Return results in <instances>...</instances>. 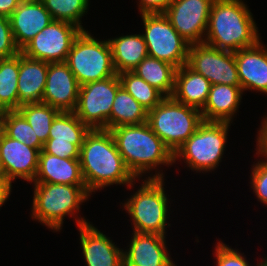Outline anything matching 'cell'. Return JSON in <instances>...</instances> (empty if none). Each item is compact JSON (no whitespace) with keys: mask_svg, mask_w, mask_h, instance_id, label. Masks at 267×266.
<instances>
[{"mask_svg":"<svg viewBox=\"0 0 267 266\" xmlns=\"http://www.w3.org/2000/svg\"><path fill=\"white\" fill-rule=\"evenodd\" d=\"M80 166L87 190L91 193L113 184L130 188L137 179L127 168L107 129H90L80 148Z\"/></svg>","mask_w":267,"mask_h":266,"instance_id":"6da1fadb","label":"cell"},{"mask_svg":"<svg viewBox=\"0 0 267 266\" xmlns=\"http://www.w3.org/2000/svg\"><path fill=\"white\" fill-rule=\"evenodd\" d=\"M253 14L242 0H214L204 43L236 52L260 41Z\"/></svg>","mask_w":267,"mask_h":266,"instance_id":"7a4b0ae2","label":"cell"},{"mask_svg":"<svg viewBox=\"0 0 267 266\" xmlns=\"http://www.w3.org/2000/svg\"><path fill=\"white\" fill-rule=\"evenodd\" d=\"M110 132L127 168L137 179L159 165L174 163L172 151L152 131L148 122L117 126Z\"/></svg>","mask_w":267,"mask_h":266,"instance_id":"3957f363","label":"cell"},{"mask_svg":"<svg viewBox=\"0 0 267 266\" xmlns=\"http://www.w3.org/2000/svg\"><path fill=\"white\" fill-rule=\"evenodd\" d=\"M155 172L142 182L141 187L131 195L123 207L131 216L133 232L165 236L169 199L164 190L163 172Z\"/></svg>","mask_w":267,"mask_h":266,"instance_id":"277c9868","label":"cell"},{"mask_svg":"<svg viewBox=\"0 0 267 266\" xmlns=\"http://www.w3.org/2000/svg\"><path fill=\"white\" fill-rule=\"evenodd\" d=\"M31 217L56 232L61 230L66 215L74 216L90 192L86 185L34 183Z\"/></svg>","mask_w":267,"mask_h":266,"instance_id":"5b68a950","label":"cell"},{"mask_svg":"<svg viewBox=\"0 0 267 266\" xmlns=\"http://www.w3.org/2000/svg\"><path fill=\"white\" fill-rule=\"evenodd\" d=\"M147 122L152 131L172 151H175L203 122L201 110L165 97L148 111Z\"/></svg>","mask_w":267,"mask_h":266,"instance_id":"8992f818","label":"cell"},{"mask_svg":"<svg viewBox=\"0 0 267 266\" xmlns=\"http://www.w3.org/2000/svg\"><path fill=\"white\" fill-rule=\"evenodd\" d=\"M230 125L228 122L203 121L175 151L174 163L182 158L191 170L214 171L223 157Z\"/></svg>","mask_w":267,"mask_h":266,"instance_id":"52a82bcc","label":"cell"},{"mask_svg":"<svg viewBox=\"0 0 267 266\" xmlns=\"http://www.w3.org/2000/svg\"><path fill=\"white\" fill-rule=\"evenodd\" d=\"M65 63L80 86L117 74L109 40L98 41L86 30L74 39Z\"/></svg>","mask_w":267,"mask_h":266,"instance_id":"ba28073f","label":"cell"},{"mask_svg":"<svg viewBox=\"0 0 267 266\" xmlns=\"http://www.w3.org/2000/svg\"><path fill=\"white\" fill-rule=\"evenodd\" d=\"M148 56L165 61L177 69L187 64L190 44L173 28L164 13L141 14Z\"/></svg>","mask_w":267,"mask_h":266,"instance_id":"9c48e42d","label":"cell"},{"mask_svg":"<svg viewBox=\"0 0 267 266\" xmlns=\"http://www.w3.org/2000/svg\"><path fill=\"white\" fill-rule=\"evenodd\" d=\"M120 87L118 74L81 85L73 112L90 129L110 130L111 109Z\"/></svg>","mask_w":267,"mask_h":266,"instance_id":"30bf717a","label":"cell"},{"mask_svg":"<svg viewBox=\"0 0 267 266\" xmlns=\"http://www.w3.org/2000/svg\"><path fill=\"white\" fill-rule=\"evenodd\" d=\"M187 65L203 75L211 85L241 86L234 52L220 50L206 43L191 44Z\"/></svg>","mask_w":267,"mask_h":266,"instance_id":"8fae6325","label":"cell"},{"mask_svg":"<svg viewBox=\"0 0 267 266\" xmlns=\"http://www.w3.org/2000/svg\"><path fill=\"white\" fill-rule=\"evenodd\" d=\"M82 30L74 24L52 20L20 52L49 63L65 62L74 39Z\"/></svg>","mask_w":267,"mask_h":266,"instance_id":"7c38bea8","label":"cell"},{"mask_svg":"<svg viewBox=\"0 0 267 266\" xmlns=\"http://www.w3.org/2000/svg\"><path fill=\"white\" fill-rule=\"evenodd\" d=\"M214 0H173L164 15L190 45L204 43Z\"/></svg>","mask_w":267,"mask_h":266,"instance_id":"4fadbf2b","label":"cell"},{"mask_svg":"<svg viewBox=\"0 0 267 266\" xmlns=\"http://www.w3.org/2000/svg\"><path fill=\"white\" fill-rule=\"evenodd\" d=\"M39 150L0 132V170L11 183L17 178L33 182L38 168Z\"/></svg>","mask_w":267,"mask_h":266,"instance_id":"5bb4252c","label":"cell"},{"mask_svg":"<svg viewBox=\"0 0 267 266\" xmlns=\"http://www.w3.org/2000/svg\"><path fill=\"white\" fill-rule=\"evenodd\" d=\"M80 232L82 254L87 266H124L123 249L99 231L88 220H76Z\"/></svg>","mask_w":267,"mask_h":266,"instance_id":"9a60e30c","label":"cell"},{"mask_svg":"<svg viewBox=\"0 0 267 266\" xmlns=\"http://www.w3.org/2000/svg\"><path fill=\"white\" fill-rule=\"evenodd\" d=\"M80 85L65 62L49 63L42 103L64 112L77 106Z\"/></svg>","mask_w":267,"mask_h":266,"instance_id":"2e32d148","label":"cell"},{"mask_svg":"<svg viewBox=\"0 0 267 266\" xmlns=\"http://www.w3.org/2000/svg\"><path fill=\"white\" fill-rule=\"evenodd\" d=\"M128 250L123 251L124 266H177L169 257L165 236L133 232Z\"/></svg>","mask_w":267,"mask_h":266,"instance_id":"e0dca14e","label":"cell"},{"mask_svg":"<svg viewBox=\"0 0 267 266\" xmlns=\"http://www.w3.org/2000/svg\"><path fill=\"white\" fill-rule=\"evenodd\" d=\"M9 18L20 51L53 20L41 0L21 1Z\"/></svg>","mask_w":267,"mask_h":266,"instance_id":"ac0fdd59","label":"cell"},{"mask_svg":"<svg viewBox=\"0 0 267 266\" xmlns=\"http://www.w3.org/2000/svg\"><path fill=\"white\" fill-rule=\"evenodd\" d=\"M234 58L243 92L249 89L267 94V48L262 42L234 52Z\"/></svg>","mask_w":267,"mask_h":266,"instance_id":"d6986e66","label":"cell"},{"mask_svg":"<svg viewBox=\"0 0 267 266\" xmlns=\"http://www.w3.org/2000/svg\"><path fill=\"white\" fill-rule=\"evenodd\" d=\"M49 62L19 53L18 108L42 102Z\"/></svg>","mask_w":267,"mask_h":266,"instance_id":"ffe728a7","label":"cell"},{"mask_svg":"<svg viewBox=\"0 0 267 266\" xmlns=\"http://www.w3.org/2000/svg\"><path fill=\"white\" fill-rule=\"evenodd\" d=\"M33 183L85 185L80 159L60 158L41 150Z\"/></svg>","mask_w":267,"mask_h":266,"instance_id":"44dd1931","label":"cell"},{"mask_svg":"<svg viewBox=\"0 0 267 266\" xmlns=\"http://www.w3.org/2000/svg\"><path fill=\"white\" fill-rule=\"evenodd\" d=\"M241 86L211 85L206 103L201 110L203 121L232 122L242 99Z\"/></svg>","mask_w":267,"mask_h":266,"instance_id":"7402d4cb","label":"cell"},{"mask_svg":"<svg viewBox=\"0 0 267 266\" xmlns=\"http://www.w3.org/2000/svg\"><path fill=\"white\" fill-rule=\"evenodd\" d=\"M210 87V81L184 64L176 70L172 97L180 103L202 110Z\"/></svg>","mask_w":267,"mask_h":266,"instance_id":"603a6c76","label":"cell"},{"mask_svg":"<svg viewBox=\"0 0 267 266\" xmlns=\"http://www.w3.org/2000/svg\"><path fill=\"white\" fill-rule=\"evenodd\" d=\"M108 40L112 50L113 66L117 74L132 71L148 56L142 34L123 35Z\"/></svg>","mask_w":267,"mask_h":266,"instance_id":"cb8c5ba5","label":"cell"},{"mask_svg":"<svg viewBox=\"0 0 267 266\" xmlns=\"http://www.w3.org/2000/svg\"><path fill=\"white\" fill-rule=\"evenodd\" d=\"M176 70L170 63L147 56L132 71L165 97H172Z\"/></svg>","mask_w":267,"mask_h":266,"instance_id":"d4e9b609","label":"cell"},{"mask_svg":"<svg viewBox=\"0 0 267 266\" xmlns=\"http://www.w3.org/2000/svg\"><path fill=\"white\" fill-rule=\"evenodd\" d=\"M148 111L122 86L117 90L110 114V129L147 122Z\"/></svg>","mask_w":267,"mask_h":266,"instance_id":"484cf974","label":"cell"},{"mask_svg":"<svg viewBox=\"0 0 267 266\" xmlns=\"http://www.w3.org/2000/svg\"><path fill=\"white\" fill-rule=\"evenodd\" d=\"M19 53L0 59V112L18 109Z\"/></svg>","mask_w":267,"mask_h":266,"instance_id":"4316f807","label":"cell"},{"mask_svg":"<svg viewBox=\"0 0 267 266\" xmlns=\"http://www.w3.org/2000/svg\"><path fill=\"white\" fill-rule=\"evenodd\" d=\"M90 128L74 112L61 111L53 120L48 139L54 142L72 143L81 148Z\"/></svg>","mask_w":267,"mask_h":266,"instance_id":"83f0119b","label":"cell"},{"mask_svg":"<svg viewBox=\"0 0 267 266\" xmlns=\"http://www.w3.org/2000/svg\"><path fill=\"white\" fill-rule=\"evenodd\" d=\"M121 86L132 95L147 111L158 105L165 96L155 87L133 71H124L118 74Z\"/></svg>","mask_w":267,"mask_h":266,"instance_id":"f1b7e54d","label":"cell"},{"mask_svg":"<svg viewBox=\"0 0 267 266\" xmlns=\"http://www.w3.org/2000/svg\"><path fill=\"white\" fill-rule=\"evenodd\" d=\"M0 120L2 131L7 136L23 142L27 146L37 148L39 151L43 149L44 144L35 135L31 125L17 110L0 112Z\"/></svg>","mask_w":267,"mask_h":266,"instance_id":"f546056e","label":"cell"},{"mask_svg":"<svg viewBox=\"0 0 267 266\" xmlns=\"http://www.w3.org/2000/svg\"><path fill=\"white\" fill-rule=\"evenodd\" d=\"M17 111L31 125L35 135L43 144L49 138L53 120L61 112L59 109L42 102L21 106Z\"/></svg>","mask_w":267,"mask_h":266,"instance_id":"4dcf8cb0","label":"cell"},{"mask_svg":"<svg viewBox=\"0 0 267 266\" xmlns=\"http://www.w3.org/2000/svg\"><path fill=\"white\" fill-rule=\"evenodd\" d=\"M53 20L65 21L76 25L82 31L81 18L89 9V0H41Z\"/></svg>","mask_w":267,"mask_h":266,"instance_id":"1f68e13d","label":"cell"},{"mask_svg":"<svg viewBox=\"0 0 267 266\" xmlns=\"http://www.w3.org/2000/svg\"><path fill=\"white\" fill-rule=\"evenodd\" d=\"M215 248L216 266H250L246 257L236 249L230 248L229 245L220 241ZM266 258H263L257 266H260Z\"/></svg>","mask_w":267,"mask_h":266,"instance_id":"d6a6232c","label":"cell"},{"mask_svg":"<svg viewBox=\"0 0 267 266\" xmlns=\"http://www.w3.org/2000/svg\"><path fill=\"white\" fill-rule=\"evenodd\" d=\"M250 184L258 201L267 206V161L262 160L253 164Z\"/></svg>","mask_w":267,"mask_h":266,"instance_id":"836d02e7","label":"cell"},{"mask_svg":"<svg viewBox=\"0 0 267 266\" xmlns=\"http://www.w3.org/2000/svg\"><path fill=\"white\" fill-rule=\"evenodd\" d=\"M18 53L20 50L13 39L10 18L0 16V59L16 56Z\"/></svg>","mask_w":267,"mask_h":266,"instance_id":"e575fe53","label":"cell"},{"mask_svg":"<svg viewBox=\"0 0 267 266\" xmlns=\"http://www.w3.org/2000/svg\"><path fill=\"white\" fill-rule=\"evenodd\" d=\"M45 153L55 155L60 158L79 159L80 149L70 142H54V139H48L42 149Z\"/></svg>","mask_w":267,"mask_h":266,"instance_id":"d590c367","label":"cell"},{"mask_svg":"<svg viewBox=\"0 0 267 266\" xmlns=\"http://www.w3.org/2000/svg\"><path fill=\"white\" fill-rule=\"evenodd\" d=\"M173 0H139L140 14L164 13Z\"/></svg>","mask_w":267,"mask_h":266,"instance_id":"8d00e7d4","label":"cell"},{"mask_svg":"<svg viewBox=\"0 0 267 266\" xmlns=\"http://www.w3.org/2000/svg\"><path fill=\"white\" fill-rule=\"evenodd\" d=\"M262 128L259 129V134L257 135V152L258 157H265L267 161V117L263 119L261 126Z\"/></svg>","mask_w":267,"mask_h":266,"instance_id":"74e56055","label":"cell"},{"mask_svg":"<svg viewBox=\"0 0 267 266\" xmlns=\"http://www.w3.org/2000/svg\"><path fill=\"white\" fill-rule=\"evenodd\" d=\"M12 183L4 176H0V208L11 194Z\"/></svg>","mask_w":267,"mask_h":266,"instance_id":"f35d334b","label":"cell"},{"mask_svg":"<svg viewBox=\"0 0 267 266\" xmlns=\"http://www.w3.org/2000/svg\"><path fill=\"white\" fill-rule=\"evenodd\" d=\"M21 0H0V16L10 17Z\"/></svg>","mask_w":267,"mask_h":266,"instance_id":"ab89813d","label":"cell"},{"mask_svg":"<svg viewBox=\"0 0 267 266\" xmlns=\"http://www.w3.org/2000/svg\"><path fill=\"white\" fill-rule=\"evenodd\" d=\"M260 266H267V258L262 262Z\"/></svg>","mask_w":267,"mask_h":266,"instance_id":"60d3db41","label":"cell"},{"mask_svg":"<svg viewBox=\"0 0 267 266\" xmlns=\"http://www.w3.org/2000/svg\"><path fill=\"white\" fill-rule=\"evenodd\" d=\"M2 131V125H1V120H0V132Z\"/></svg>","mask_w":267,"mask_h":266,"instance_id":"b9f144b4","label":"cell"}]
</instances>
